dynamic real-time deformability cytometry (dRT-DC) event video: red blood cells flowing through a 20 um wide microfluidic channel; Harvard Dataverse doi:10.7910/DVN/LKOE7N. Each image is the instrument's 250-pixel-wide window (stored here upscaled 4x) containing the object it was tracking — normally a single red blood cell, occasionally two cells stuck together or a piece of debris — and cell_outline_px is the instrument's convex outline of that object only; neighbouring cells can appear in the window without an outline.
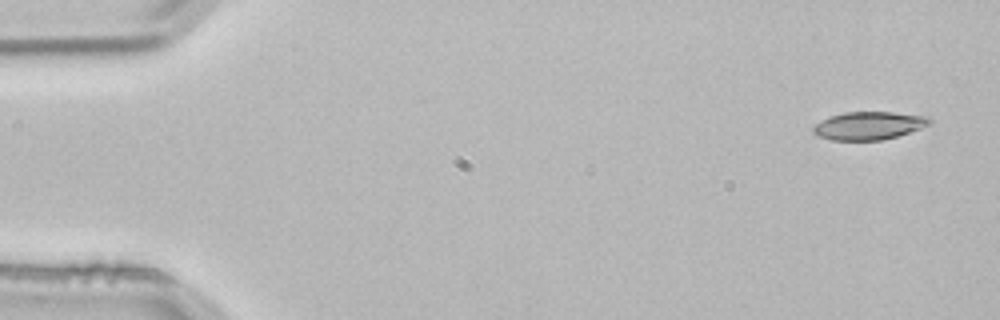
{"species": "common noctule bat (a hibernating species)", "species_latin": "Nyctalus noctula", "temperature_condition": "room temperature", "stored_images_in_passage": 4, "camera_frame_rate_fps": 3000, "um_per_image_px": 0.085, "animal": {"sex": "male", "body_mass_g": 21.5, "forearm_length_mm": 52.0}, "frame": {"image": 1, "passage_image": 1, "time_ms": 0.0, "image_size_px": [1000, 320], "cell_outline_px": [[932, 124], [896, 136], [880, 140], [832, 140], [820, 136], [812, 132], [812, 128], [820, 120], [828, 116], [844, 112], [892, 112], [928, 116], [932, 120]], "centroid_in_image_um": [73.84, 10.66], "position_along_channel_um": 11.2, "area_um2": 18.96}}
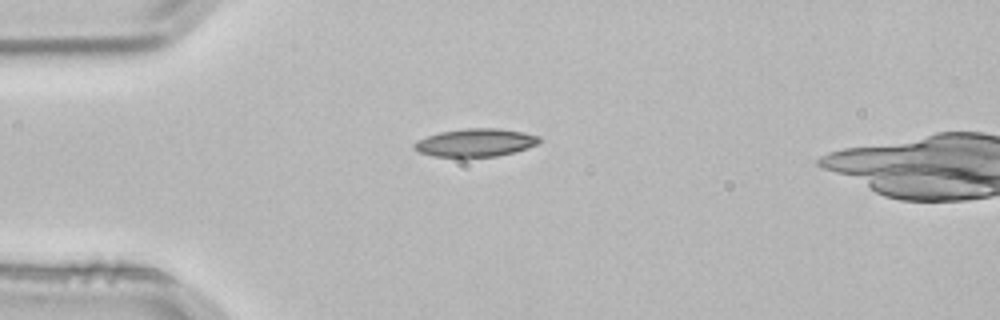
{"frame": {"image": 2, "passage_image": 3, "time_ms": 0.667, "image_size_px": [1000, 320], "cell_outline_px": [[540, 144], [528, 148], [496, 156], [432, 156], [420, 152], [412, 148], [412, 144], [416, 140], [440, 132], [464, 128], [496, 128], [524, 132], [540, 136]], "centroid_in_image_um": [40.42, 12.11], "position_along_channel_um": 44.6, "area_um2": 20.35}}